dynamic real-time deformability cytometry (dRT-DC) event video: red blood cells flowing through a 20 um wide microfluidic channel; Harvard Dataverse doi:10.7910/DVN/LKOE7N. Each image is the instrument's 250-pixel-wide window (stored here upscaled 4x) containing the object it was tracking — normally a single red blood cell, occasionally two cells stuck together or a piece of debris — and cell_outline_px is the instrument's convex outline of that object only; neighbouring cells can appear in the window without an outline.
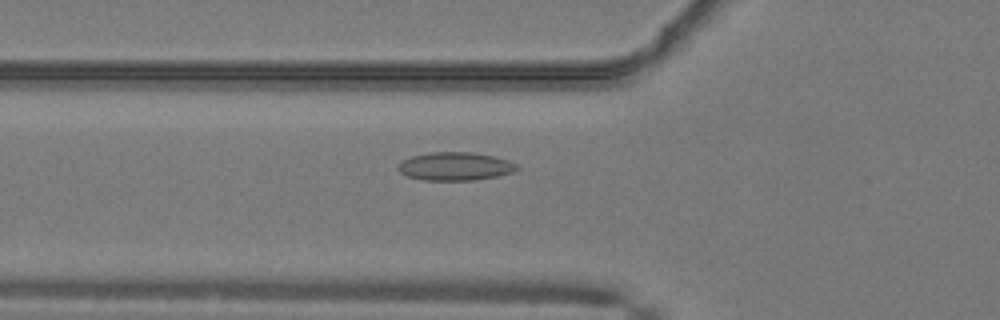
{"species": "common noctule bat (a hibernating species)", "species_latin": "Nyctalus noctula", "temperature_condition": "warm", "stored_images_in_passage": 46, "camera_frame_rate_fps": 3000, "um_per_image_px": 0.085, "animal": {"sex": "male", "body_mass_g": 19.2, "forearm_length_mm": 51.8}, "frame": {"image": 1, "passage_image": 14, "time_ms": 4.333, "image_size_px": [1000, 320], "cell_outline_px": [[520, 168], [516, 172], [476, 180], [424, 180], [408, 176], [400, 172], [400, 160], [412, 156], [432, 152], [472, 152], [492, 156], [508, 160], [516, 164]], "centroid_in_image_um": [38.73, 14.14], "position_along_channel_um": 87.1, "area_um2": 19.48}}
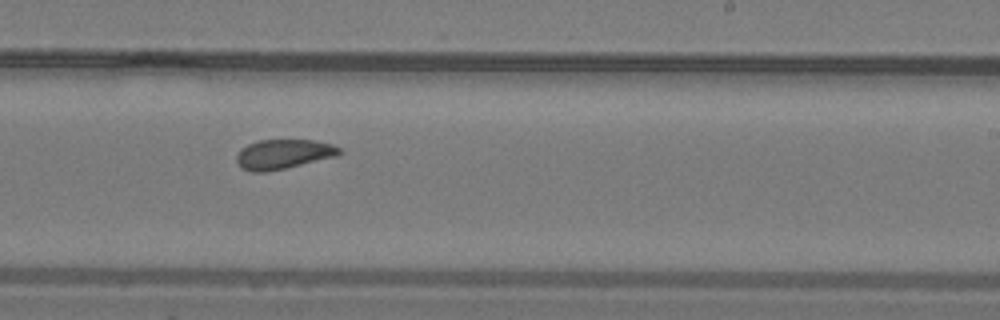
{"frame": {"image": 2, "passage_image": 27, "time_ms": 8.667, "image_size_px": [1000, 320], "cell_outline_px": [[340, 152], [336, 156], [268, 172], [252, 172], [240, 168], [236, 160], [236, 156], [240, 148], [248, 144], [260, 140], [316, 140], [332, 144], [340, 148]], "centroid_in_image_um": [24.03, 13.1], "position_along_channel_um": 265.0, "area_um2": 17.74}}
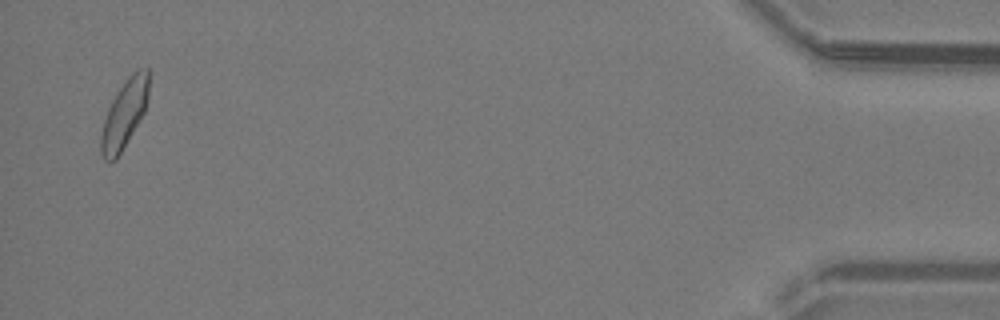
{"frame": {"image": 3, "passage_image": 45, "time_ms": 14.667, "image_size_px": [1000, 320], "cell_outline_px": [[152, 72], [148, 100], [144, 112], [116, 160], [104, 160], [100, 152], [100, 136], [104, 120], [108, 108], [112, 100], [124, 80], [136, 68], [148, 68]], "centroid_in_image_um": [10.61, 9.59], "position_along_channel_um": 424.6, "area_um2": 19.31}, "authors_computed_cell_mechanics": {"area_um2": 18.4671, "velocity_mm_per_s": 4.104, "shape_relaxation_time_tau1_ms": 5.7101, "shape_relaxation_time_tau2_ms": 2.1566, "deformation_change_tau1": 0.1221, "deformation_change_tau2": 0.0632}}